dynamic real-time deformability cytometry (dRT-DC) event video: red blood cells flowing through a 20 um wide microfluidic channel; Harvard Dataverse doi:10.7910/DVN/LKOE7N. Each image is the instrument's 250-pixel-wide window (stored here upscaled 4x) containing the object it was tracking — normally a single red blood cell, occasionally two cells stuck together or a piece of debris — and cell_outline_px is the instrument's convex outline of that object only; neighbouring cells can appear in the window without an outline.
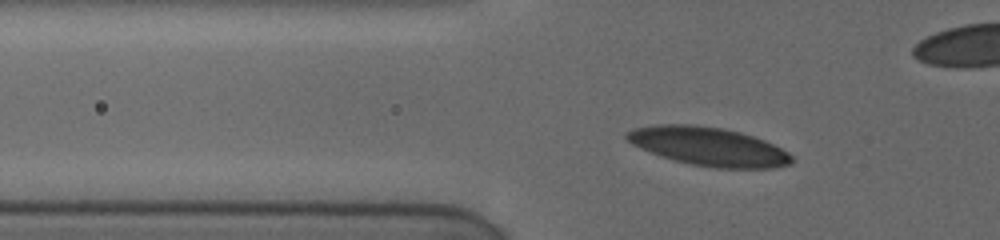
{"species": "human", "species_latin": "Homo sapiens", "temperature_condition": "cold", "stored_images_in_passage": 38, "camera_frame_rate_fps": 3000, "um_per_image_px": 0.085, "donor": {"sex": "female"}, "frame": {"image": 1, "passage_image": 9, "time_ms": 2.333, "image_size_px": [1000, 240], "cell_outline_px": [[792, 160], [788, 164], [772, 168], [716, 168], [692, 164], [660, 156], [640, 148], [632, 144], [624, 136], [624, 132], [632, 128], [656, 124], [692, 124], [720, 128], [740, 132], [764, 140], [788, 152], [792, 156]], "centroid_in_image_um": [60.17, 12.44], "position_along_channel_um": 65.6, "area_um2": 36.88}}
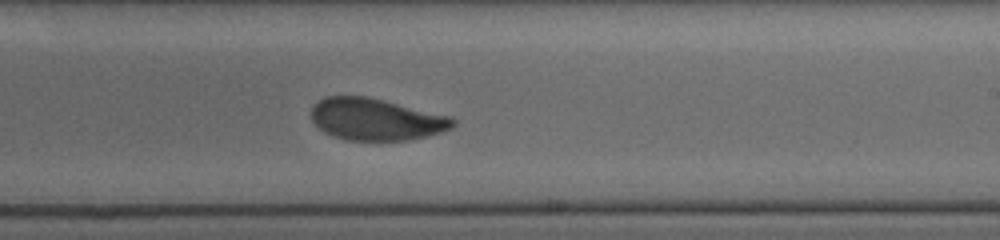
{"frame": {"image": 2, "passage_image": 22, "time_ms": 7.667, "image_size_px": [1000, 240], "cell_outline_px": [[456, 124], [452, 128], [428, 136], [408, 140], [344, 140], [324, 132], [312, 120], [312, 104], [324, 96], [368, 96], [448, 116], [456, 120]], "centroid_in_image_um": [31.93, 10.14], "position_along_channel_um": 257.1, "area_um2": 34.51}}
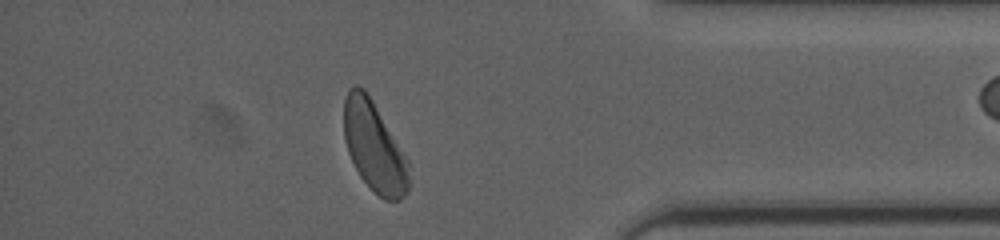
{"frame": {"image": 3, "passage_image": 31, "time_ms": 12.0, "image_size_px": [1000, 240], "cell_outline_px": [[408, 192], [400, 200], [384, 200], [360, 176], [348, 152], [344, 140], [344, 100], [348, 88], [356, 84], [364, 88], [372, 100], [408, 160]], "centroid_in_image_um": [31.78, 12.45], "position_along_channel_um": 403.4, "area_um2": 33.58}, "authors_computed_cell_mechanics": {"area_um2": 34.9401, "velocity_mm_per_s": 3.8007, "shape_relaxation_time_tau1_ms": 3.6388, "shape_relaxation_time_tau2_ms": 1.2908, "deformation_change_tau1": 0.1376, "deformation_change_tau2": 0.0503}}